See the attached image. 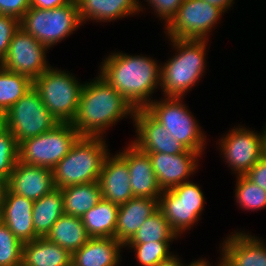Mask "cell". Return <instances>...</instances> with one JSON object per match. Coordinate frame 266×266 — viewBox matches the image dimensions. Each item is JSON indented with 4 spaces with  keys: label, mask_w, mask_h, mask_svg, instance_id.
I'll list each match as a JSON object with an SVG mask.
<instances>
[{
    "label": "cell",
    "mask_w": 266,
    "mask_h": 266,
    "mask_svg": "<svg viewBox=\"0 0 266 266\" xmlns=\"http://www.w3.org/2000/svg\"><path fill=\"white\" fill-rule=\"evenodd\" d=\"M99 66V74L136 109H145L160 88L161 65L143 55L114 52Z\"/></svg>",
    "instance_id": "obj_1"
},
{
    "label": "cell",
    "mask_w": 266,
    "mask_h": 266,
    "mask_svg": "<svg viewBox=\"0 0 266 266\" xmlns=\"http://www.w3.org/2000/svg\"><path fill=\"white\" fill-rule=\"evenodd\" d=\"M134 112L131 104L98 73L90 82H84L72 125L80 137L106 138L108 128L129 115L133 121Z\"/></svg>",
    "instance_id": "obj_2"
},
{
    "label": "cell",
    "mask_w": 266,
    "mask_h": 266,
    "mask_svg": "<svg viewBox=\"0 0 266 266\" xmlns=\"http://www.w3.org/2000/svg\"><path fill=\"white\" fill-rule=\"evenodd\" d=\"M175 55L161 64L164 97L183 98L204 76L208 40L168 39ZM186 93V94H185Z\"/></svg>",
    "instance_id": "obj_3"
},
{
    "label": "cell",
    "mask_w": 266,
    "mask_h": 266,
    "mask_svg": "<svg viewBox=\"0 0 266 266\" xmlns=\"http://www.w3.org/2000/svg\"><path fill=\"white\" fill-rule=\"evenodd\" d=\"M109 154L105 138L79 137L67 155L52 169L55 188L98 181Z\"/></svg>",
    "instance_id": "obj_4"
},
{
    "label": "cell",
    "mask_w": 266,
    "mask_h": 266,
    "mask_svg": "<svg viewBox=\"0 0 266 266\" xmlns=\"http://www.w3.org/2000/svg\"><path fill=\"white\" fill-rule=\"evenodd\" d=\"M71 72L50 66L33 81L41 100L59 123H72L77 113L81 83Z\"/></svg>",
    "instance_id": "obj_5"
},
{
    "label": "cell",
    "mask_w": 266,
    "mask_h": 266,
    "mask_svg": "<svg viewBox=\"0 0 266 266\" xmlns=\"http://www.w3.org/2000/svg\"><path fill=\"white\" fill-rule=\"evenodd\" d=\"M81 25L76 0L53 9L30 7L20 20V27L49 50Z\"/></svg>",
    "instance_id": "obj_6"
},
{
    "label": "cell",
    "mask_w": 266,
    "mask_h": 266,
    "mask_svg": "<svg viewBox=\"0 0 266 266\" xmlns=\"http://www.w3.org/2000/svg\"><path fill=\"white\" fill-rule=\"evenodd\" d=\"M145 109L187 150L204 154L206 135L183 98L163 97Z\"/></svg>",
    "instance_id": "obj_7"
},
{
    "label": "cell",
    "mask_w": 266,
    "mask_h": 266,
    "mask_svg": "<svg viewBox=\"0 0 266 266\" xmlns=\"http://www.w3.org/2000/svg\"><path fill=\"white\" fill-rule=\"evenodd\" d=\"M79 137L72 123H59L41 135L21 141L18 160L52 170L67 155Z\"/></svg>",
    "instance_id": "obj_8"
},
{
    "label": "cell",
    "mask_w": 266,
    "mask_h": 266,
    "mask_svg": "<svg viewBox=\"0 0 266 266\" xmlns=\"http://www.w3.org/2000/svg\"><path fill=\"white\" fill-rule=\"evenodd\" d=\"M2 120L18 144L41 135L59 124L34 87L6 111Z\"/></svg>",
    "instance_id": "obj_9"
},
{
    "label": "cell",
    "mask_w": 266,
    "mask_h": 266,
    "mask_svg": "<svg viewBox=\"0 0 266 266\" xmlns=\"http://www.w3.org/2000/svg\"><path fill=\"white\" fill-rule=\"evenodd\" d=\"M224 12L203 0H184L164 27L168 39L208 40ZM209 34V35H208Z\"/></svg>",
    "instance_id": "obj_10"
},
{
    "label": "cell",
    "mask_w": 266,
    "mask_h": 266,
    "mask_svg": "<svg viewBox=\"0 0 266 266\" xmlns=\"http://www.w3.org/2000/svg\"><path fill=\"white\" fill-rule=\"evenodd\" d=\"M222 158L236 176L245 175L266 154V125L257 133L245 126H234L218 142Z\"/></svg>",
    "instance_id": "obj_11"
},
{
    "label": "cell",
    "mask_w": 266,
    "mask_h": 266,
    "mask_svg": "<svg viewBox=\"0 0 266 266\" xmlns=\"http://www.w3.org/2000/svg\"><path fill=\"white\" fill-rule=\"evenodd\" d=\"M48 50L45 45L19 27L12 37L6 56L3 58V67L28 76L34 81L50 67L46 57Z\"/></svg>",
    "instance_id": "obj_12"
},
{
    "label": "cell",
    "mask_w": 266,
    "mask_h": 266,
    "mask_svg": "<svg viewBox=\"0 0 266 266\" xmlns=\"http://www.w3.org/2000/svg\"><path fill=\"white\" fill-rule=\"evenodd\" d=\"M136 138L131 141L146 153L179 154L187 149L146 109H136L133 117Z\"/></svg>",
    "instance_id": "obj_13"
},
{
    "label": "cell",
    "mask_w": 266,
    "mask_h": 266,
    "mask_svg": "<svg viewBox=\"0 0 266 266\" xmlns=\"http://www.w3.org/2000/svg\"><path fill=\"white\" fill-rule=\"evenodd\" d=\"M152 162L159 187L162 190L190 181L189 177L198 170L201 152L186 150L179 154H165L162 152L148 153Z\"/></svg>",
    "instance_id": "obj_14"
},
{
    "label": "cell",
    "mask_w": 266,
    "mask_h": 266,
    "mask_svg": "<svg viewBox=\"0 0 266 266\" xmlns=\"http://www.w3.org/2000/svg\"><path fill=\"white\" fill-rule=\"evenodd\" d=\"M34 201L13 193L6 185L1 196L2 222L22 243L37 239L33 225Z\"/></svg>",
    "instance_id": "obj_15"
},
{
    "label": "cell",
    "mask_w": 266,
    "mask_h": 266,
    "mask_svg": "<svg viewBox=\"0 0 266 266\" xmlns=\"http://www.w3.org/2000/svg\"><path fill=\"white\" fill-rule=\"evenodd\" d=\"M117 154L127 163L133 197L159 198V187L148 153L130 143Z\"/></svg>",
    "instance_id": "obj_16"
},
{
    "label": "cell",
    "mask_w": 266,
    "mask_h": 266,
    "mask_svg": "<svg viewBox=\"0 0 266 266\" xmlns=\"http://www.w3.org/2000/svg\"><path fill=\"white\" fill-rule=\"evenodd\" d=\"M6 186L15 194L36 201L50 193L54 186L53 172L46 167L16 163Z\"/></svg>",
    "instance_id": "obj_17"
},
{
    "label": "cell",
    "mask_w": 266,
    "mask_h": 266,
    "mask_svg": "<svg viewBox=\"0 0 266 266\" xmlns=\"http://www.w3.org/2000/svg\"><path fill=\"white\" fill-rule=\"evenodd\" d=\"M221 244L220 256L231 266H266V243L251 233L234 231Z\"/></svg>",
    "instance_id": "obj_18"
},
{
    "label": "cell",
    "mask_w": 266,
    "mask_h": 266,
    "mask_svg": "<svg viewBox=\"0 0 266 266\" xmlns=\"http://www.w3.org/2000/svg\"><path fill=\"white\" fill-rule=\"evenodd\" d=\"M98 182L106 201L122 205L133 198L127 163L117 153L105 158Z\"/></svg>",
    "instance_id": "obj_19"
},
{
    "label": "cell",
    "mask_w": 266,
    "mask_h": 266,
    "mask_svg": "<svg viewBox=\"0 0 266 266\" xmlns=\"http://www.w3.org/2000/svg\"><path fill=\"white\" fill-rule=\"evenodd\" d=\"M159 198L133 197L119 205L114 238L125 245L159 207Z\"/></svg>",
    "instance_id": "obj_20"
},
{
    "label": "cell",
    "mask_w": 266,
    "mask_h": 266,
    "mask_svg": "<svg viewBox=\"0 0 266 266\" xmlns=\"http://www.w3.org/2000/svg\"><path fill=\"white\" fill-rule=\"evenodd\" d=\"M82 23L111 22L139 14L143 6L139 0H76Z\"/></svg>",
    "instance_id": "obj_21"
},
{
    "label": "cell",
    "mask_w": 266,
    "mask_h": 266,
    "mask_svg": "<svg viewBox=\"0 0 266 266\" xmlns=\"http://www.w3.org/2000/svg\"><path fill=\"white\" fill-rule=\"evenodd\" d=\"M125 248L115 238H90L80 249L72 253L74 266H118L120 252Z\"/></svg>",
    "instance_id": "obj_22"
},
{
    "label": "cell",
    "mask_w": 266,
    "mask_h": 266,
    "mask_svg": "<svg viewBox=\"0 0 266 266\" xmlns=\"http://www.w3.org/2000/svg\"><path fill=\"white\" fill-rule=\"evenodd\" d=\"M158 207L178 237L191 229L196 222L198 224L204 209V206L183 203L170 189L162 190Z\"/></svg>",
    "instance_id": "obj_23"
},
{
    "label": "cell",
    "mask_w": 266,
    "mask_h": 266,
    "mask_svg": "<svg viewBox=\"0 0 266 266\" xmlns=\"http://www.w3.org/2000/svg\"><path fill=\"white\" fill-rule=\"evenodd\" d=\"M72 254L61 246L38 237L23 243L22 263L25 266H69Z\"/></svg>",
    "instance_id": "obj_24"
},
{
    "label": "cell",
    "mask_w": 266,
    "mask_h": 266,
    "mask_svg": "<svg viewBox=\"0 0 266 266\" xmlns=\"http://www.w3.org/2000/svg\"><path fill=\"white\" fill-rule=\"evenodd\" d=\"M46 238L72 254L91 237L83 225L82 218L63 214L54 223Z\"/></svg>",
    "instance_id": "obj_25"
},
{
    "label": "cell",
    "mask_w": 266,
    "mask_h": 266,
    "mask_svg": "<svg viewBox=\"0 0 266 266\" xmlns=\"http://www.w3.org/2000/svg\"><path fill=\"white\" fill-rule=\"evenodd\" d=\"M119 205L102 199L87 211L82 222L91 238H114Z\"/></svg>",
    "instance_id": "obj_26"
},
{
    "label": "cell",
    "mask_w": 266,
    "mask_h": 266,
    "mask_svg": "<svg viewBox=\"0 0 266 266\" xmlns=\"http://www.w3.org/2000/svg\"><path fill=\"white\" fill-rule=\"evenodd\" d=\"M63 194L64 214L82 218L102 200L98 181L87 184L71 185L61 189Z\"/></svg>",
    "instance_id": "obj_27"
},
{
    "label": "cell",
    "mask_w": 266,
    "mask_h": 266,
    "mask_svg": "<svg viewBox=\"0 0 266 266\" xmlns=\"http://www.w3.org/2000/svg\"><path fill=\"white\" fill-rule=\"evenodd\" d=\"M64 214L63 194L61 189H53L50 193L34 201L32 209L35 233L46 237L54 223Z\"/></svg>",
    "instance_id": "obj_28"
},
{
    "label": "cell",
    "mask_w": 266,
    "mask_h": 266,
    "mask_svg": "<svg viewBox=\"0 0 266 266\" xmlns=\"http://www.w3.org/2000/svg\"><path fill=\"white\" fill-rule=\"evenodd\" d=\"M33 81L25 75L0 69V114L18 102L31 88Z\"/></svg>",
    "instance_id": "obj_29"
},
{
    "label": "cell",
    "mask_w": 266,
    "mask_h": 266,
    "mask_svg": "<svg viewBox=\"0 0 266 266\" xmlns=\"http://www.w3.org/2000/svg\"><path fill=\"white\" fill-rule=\"evenodd\" d=\"M178 235L172 230L169 222L158 208L147 218L138 231L127 243H148L157 241H174Z\"/></svg>",
    "instance_id": "obj_30"
},
{
    "label": "cell",
    "mask_w": 266,
    "mask_h": 266,
    "mask_svg": "<svg viewBox=\"0 0 266 266\" xmlns=\"http://www.w3.org/2000/svg\"><path fill=\"white\" fill-rule=\"evenodd\" d=\"M235 200L244 210L266 208V191L251 182L245 175L236 176Z\"/></svg>",
    "instance_id": "obj_31"
},
{
    "label": "cell",
    "mask_w": 266,
    "mask_h": 266,
    "mask_svg": "<svg viewBox=\"0 0 266 266\" xmlns=\"http://www.w3.org/2000/svg\"><path fill=\"white\" fill-rule=\"evenodd\" d=\"M171 243L173 241L126 243L124 247H129L130 250H134V258L137 259L140 266H156L161 261L167 260L174 255L173 252H170Z\"/></svg>",
    "instance_id": "obj_32"
},
{
    "label": "cell",
    "mask_w": 266,
    "mask_h": 266,
    "mask_svg": "<svg viewBox=\"0 0 266 266\" xmlns=\"http://www.w3.org/2000/svg\"><path fill=\"white\" fill-rule=\"evenodd\" d=\"M19 144L9 129L0 126V182L7 184L10 174L18 162Z\"/></svg>",
    "instance_id": "obj_33"
},
{
    "label": "cell",
    "mask_w": 266,
    "mask_h": 266,
    "mask_svg": "<svg viewBox=\"0 0 266 266\" xmlns=\"http://www.w3.org/2000/svg\"><path fill=\"white\" fill-rule=\"evenodd\" d=\"M23 243L9 228L0 223V266H17L22 263Z\"/></svg>",
    "instance_id": "obj_34"
},
{
    "label": "cell",
    "mask_w": 266,
    "mask_h": 266,
    "mask_svg": "<svg viewBox=\"0 0 266 266\" xmlns=\"http://www.w3.org/2000/svg\"><path fill=\"white\" fill-rule=\"evenodd\" d=\"M180 201L187 205L204 206V194L198 184L191 180L170 189Z\"/></svg>",
    "instance_id": "obj_35"
},
{
    "label": "cell",
    "mask_w": 266,
    "mask_h": 266,
    "mask_svg": "<svg viewBox=\"0 0 266 266\" xmlns=\"http://www.w3.org/2000/svg\"><path fill=\"white\" fill-rule=\"evenodd\" d=\"M20 27V21L12 16L0 14V56L4 58L14 33Z\"/></svg>",
    "instance_id": "obj_36"
},
{
    "label": "cell",
    "mask_w": 266,
    "mask_h": 266,
    "mask_svg": "<svg viewBox=\"0 0 266 266\" xmlns=\"http://www.w3.org/2000/svg\"><path fill=\"white\" fill-rule=\"evenodd\" d=\"M148 3V6L153 8L155 15H157L159 20H163L165 26L178 12L184 0H144ZM150 4V5H149Z\"/></svg>",
    "instance_id": "obj_37"
},
{
    "label": "cell",
    "mask_w": 266,
    "mask_h": 266,
    "mask_svg": "<svg viewBox=\"0 0 266 266\" xmlns=\"http://www.w3.org/2000/svg\"><path fill=\"white\" fill-rule=\"evenodd\" d=\"M30 9V0H0V14L21 20Z\"/></svg>",
    "instance_id": "obj_38"
},
{
    "label": "cell",
    "mask_w": 266,
    "mask_h": 266,
    "mask_svg": "<svg viewBox=\"0 0 266 266\" xmlns=\"http://www.w3.org/2000/svg\"><path fill=\"white\" fill-rule=\"evenodd\" d=\"M245 176L266 191V154L251 167Z\"/></svg>",
    "instance_id": "obj_39"
},
{
    "label": "cell",
    "mask_w": 266,
    "mask_h": 266,
    "mask_svg": "<svg viewBox=\"0 0 266 266\" xmlns=\"http://www.w3.org/2000/svg\"><path fill=\"white\" fill-rule=\"evenodd\" d=\"M73 0H30L31 8L53 9L63 6Z\"/></svg>",
    "instance_id": "obj_40"
},
{
    "label": "cell",
    "mask_w": 266,
    "mask_h": 266,
    "mask_svg": "<svg viewBox=\"0 0 266 266\" xmlns=\"http://www.w3.org/2000/svg\"><path fill=\"white\" fill-rule=\"evenodd\" d=\"M208 2L209 4L218 7L221 9L224 13L228 11L231 6H233L234 0H203Z\"/></svg>",
    "instance_id": "obj_41"
},
{
    "label": "cell",
    "mask_w": 266,
    "mask_h": 266,
    "mask_svg": "<svg viewBox=\"0 0 266 266\" xmlns=\"http://www.w3.org/2000/svg\"><path fill=\"white\" fill-rule=\"evenodd\" d=\"M183 261L177 255H172L169 259L161 261L156 266H182Z\"/></svg>",
    "instance_id": "obj_42"
},
{
    "label": "cell",
    "mask_w": 266,
    "mask_h": 266,
    "mask_svg": "<svg viewBox=\"0 0 266 266\" xmlns=\"http://www.w3.org/2000/svg\"><path fill=\"white\" fill-rule=\"evenodd\" d=\"M182 266H212L209 261L204 258H200L197 261H192L190 264L182 263ZM214 266V265H213Z\"/></svg>",
    "instance_id": "obj_43"
},
{
    "label": "cell",
    "mask_w": 266,
    "mask_h": 266,
    "mask_svg": "<svg viewBox=\"0 0 266 266\" xmlns=\"http://www.w3.org/2000/svg\"><path fill=\"white\" fill-rule=\"evenodd\" d=\"M216 266H231V265L221 256Z\"/></svg>",
    "instance_id": "obj_44"
},
{
    "label": "cell",
    "mask_w": 266,
    "mask_h": 266,
    "mask_svg": "<svg viewBox=\"0 0 266 266\" xmlns=\"http://www.w3.org/2000/svg\"><path fill=\"white\" fill-rule=\"evenodd\" d=\"M4 186L5 185L2 182H0V202H1V196H2V191H3Z\"/></svg>",
    "instance_id": "obj_45"
},
{
    "label": "cell",
    "mask_w": 266,
    "mask_h": 266,
    "mask_svg": "<svg viewBox=\"0 0 266 266\" xmlns=\"http://www.w3.org/2000/svg\"><path fill=\"white\" fill-rule=\"evenodd\" d=\"M3 68V58L0 56V69Z\"/></svg>",
    "instance_id": "obj_46"
},
{
    "label": "cell",
    "mask_w": 266,
    "mask_h": 266,
    "mask_svg": "<svg viewBox=\"0 0 266 266\" xmlns=\"http://www.w3.org/2000/svg\"><path fill=\"white\" fill-rule=\"evenodd\" d=\"M0 223H2V208H1V205H0Z\"/></svg>",
    "instance_id": "obj_47"
},
{
    "label": "cell",
    "mask_w": 266,
    "mask_h": 266,
    "mask_svg": "<svg viewBox=\"0 0 266 266\" xmlns=\"http://www.w3.org/2000/svg\"><path fill=\"white\" fill-rule=\"evenodd\" d=\"M3 124L2 115L0 114V126Z\"/></svg>",
    "instance_id": "obj_48"
},
{
    "label": "cell",
    "mask_w": 266,
    "mask_h": 266,
    "mask_svg": "<svg viewBox=\"0 0 266 266\" xmlns=\"http://www.w3.org/2000/svg\"><path fill=\"white\" fill-rule=\"evenodd\" d=\"M17 266H25L23 263L18 264Z\"/></svg>",
    "instance_id": "obj_49"
}]
</instances>
